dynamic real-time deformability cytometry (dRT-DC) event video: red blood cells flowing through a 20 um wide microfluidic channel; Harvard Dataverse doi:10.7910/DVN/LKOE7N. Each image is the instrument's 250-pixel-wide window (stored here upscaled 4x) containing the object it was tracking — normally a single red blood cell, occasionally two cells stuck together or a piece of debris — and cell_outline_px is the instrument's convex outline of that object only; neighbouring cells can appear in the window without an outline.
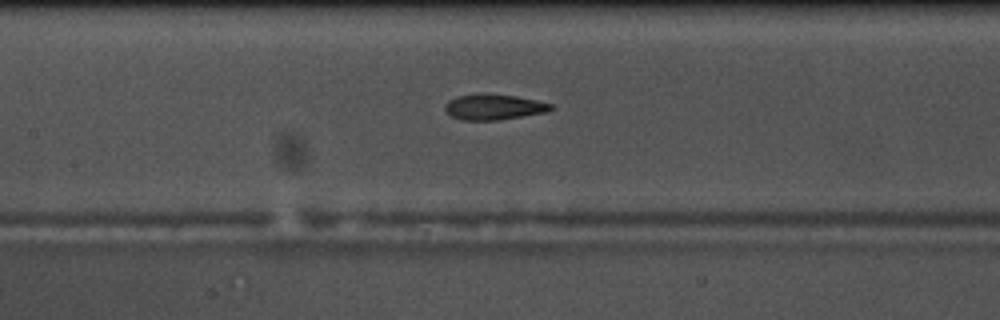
{"species": "common noctule bat (a hibernating species)", "species_latin": "Nyctalus noctula", "temperature_condition": "warm", "stored_images_in_passage": 41, "camera_frame_rate_fps": 3000, "um_per_image_px": 0.085, "animal": {"sex": "male", "body_mass_g": 17.5, "forearm_length_mm": 52.3}, "frame": {"image": 1, "passage_image": 11, "time_ms": 3.333, "image_size_px": [1000, 320], "cell_outline_px": [[556, 108], [544, 112], [496, 120], [460, 120], [444, 112], [444, 104], [448, 100], [460, 96], [480, 92], [516, 96], [536, 100], [552, 104]], "centroid_in_image_um": [41.92, 9.08], "position_along_channel_um": 165.5, "area_um2": 15.9}}
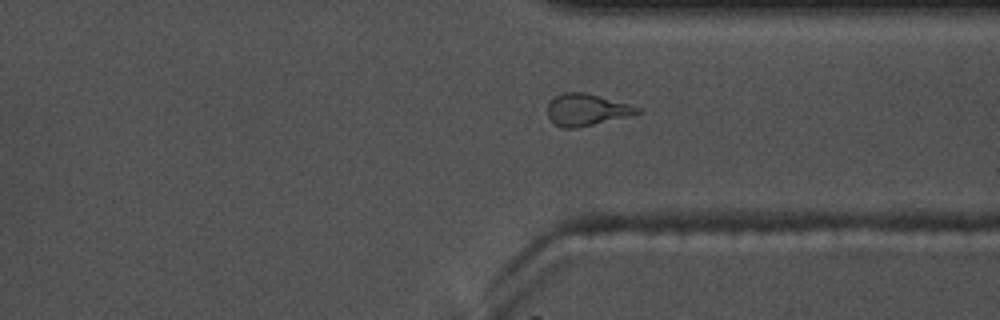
{"frame": {"image": 2, "passage_image": 27, "time_ms": 8.667, "image_size_px": [1000, 320], "cell_outline_px": [[644, 112], [628, 116], [576, 128], [564, 128], [556, 124], [548, 116], [548, 104], [556, 96], [564, 92], [584, 92], [628, 104], [640, 108]], "centroid_in_image_um": [49.87, 9.33], "position_along_channel_um": 361.5, "area_um2": 16.3}}
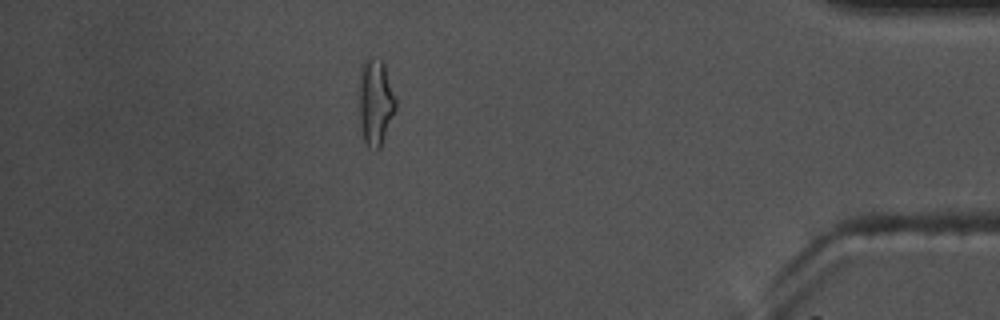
{"frame": {"image": 3, "passage_image": 34, "time_ms": 11.0, "image_size_px": [1000, 320], "cell_outline_px": [[396, 108], [380, 148], [376, 152], [368, 148], [364, 140], [360, 124], [360, 64], [368, 56], [372, 56], [380, 60], [384, 64], [396, 100]], "centroid_in_image_um": [31.91, 8.68], "position_along_channel_um": 403.3, "area_um2": 18.44}, "authors_computed_cell_mechanics": {"area_um2": 16.2418, "velocity_mm_per_s": 3.6839, "shape_relaxation_time_tau1_ms": 3.9926, "shape_relaxation_time_tau2_ms": 1.7392, "deformation_change_tau1": 0.1978, "deformation_change_tau2": 0.1097}}